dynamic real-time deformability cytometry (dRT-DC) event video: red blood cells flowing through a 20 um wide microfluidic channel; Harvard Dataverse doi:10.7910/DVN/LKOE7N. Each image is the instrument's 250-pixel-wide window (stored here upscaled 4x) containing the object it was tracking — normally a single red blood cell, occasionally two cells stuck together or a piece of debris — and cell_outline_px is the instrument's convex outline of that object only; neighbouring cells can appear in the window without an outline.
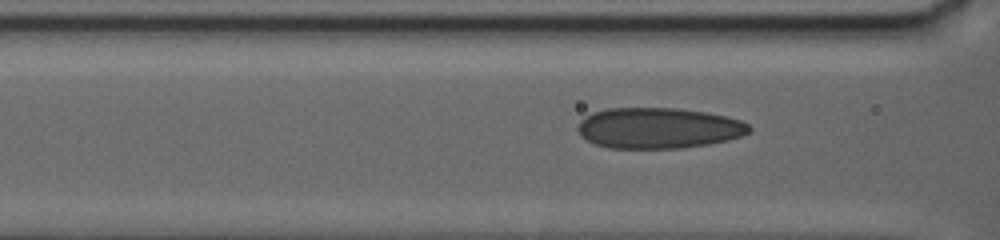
{"species": "human", "species_latin": "Homo sapiens", "temperature_condition": "warm", "stored_images_in_passage": 19, "camera_frame_rate_fps": 3000, "um_per_image_px": 0.085, "donor": {"sex": "female"}, "frame": {"image": 1, "passage_image": 11, "time_ms": 2.0, "image_size_px": [1000, 240], "cell_outline_px": [[752, 132], [728, 140], [708, 144], [680, 148], [608, 148], [592, 144], [580, 136], [576, 128], [580, 120], [584, 116], [592, 112], [608, 108], [676, 108], [704, 112], [728, 116], [740, 120], [748, 124], [752, 128]], "centroid_in_image_um": [55.93, 10.89], "position_along_channel_um": 110.7, "area_um2": 41.15}}